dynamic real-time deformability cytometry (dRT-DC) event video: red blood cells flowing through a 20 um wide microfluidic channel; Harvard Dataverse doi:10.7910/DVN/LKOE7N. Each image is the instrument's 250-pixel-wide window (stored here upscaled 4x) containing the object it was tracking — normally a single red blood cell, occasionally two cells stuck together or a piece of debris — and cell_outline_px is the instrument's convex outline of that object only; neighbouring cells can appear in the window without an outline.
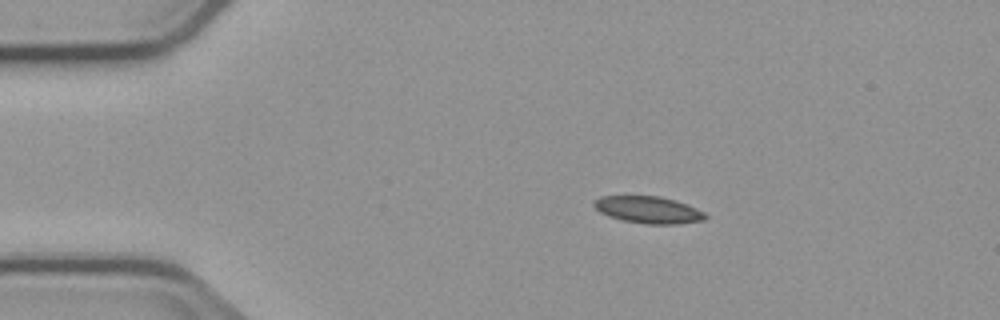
{"species": "common noctule bat (a hibernating species)", "species_latin": "Nyctalus noctula", "temperature_condition": "cold", "stored_images_in_passage": 5, "camera_frame_rate_fps": 3000, "um_per_image_px": 0.085, "animal": {"sex": "male", "body_mass_g": 23.1, "forearm_length_mm": 52.7}, "frame": {"image": 1, "passage_image": 3, "time_ms": 2.333, "image_size_px": [1000, 320], "cell_outline_px": [[708, 216], [704, 220], [676, 224], [648, 224], [624, 220], [608, 216], [600, 212], [592, 204], [592, 200], [600, 196], [660, 196], [676, 200], [696, 208], [704, 212]], "centroid_in_image_um": [55.09, 17.82], "position_along_channel_um": 29.9, "area_um2": 17.51}}